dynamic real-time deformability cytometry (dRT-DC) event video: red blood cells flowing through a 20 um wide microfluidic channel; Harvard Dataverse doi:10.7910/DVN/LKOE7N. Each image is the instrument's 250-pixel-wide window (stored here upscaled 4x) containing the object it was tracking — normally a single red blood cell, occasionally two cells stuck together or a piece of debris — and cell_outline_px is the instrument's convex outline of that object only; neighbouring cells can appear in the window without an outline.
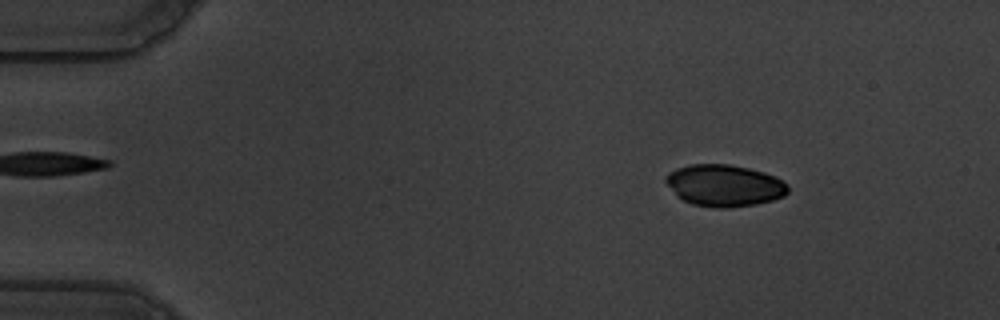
{"species": "common noctule bat (a hibernating species)", "species_latin": "Nyctalus noctula", "temperature_condition": "warm", "stored_images_in_passage": 57, "camera_frame_rate_fps": 3000, "um_per_image_px": 0.085, "animal": {"sex": "male", "body_mass_g": 19.5, "forearm_length_mm": 54.6}, "frame": {"image": 1, "passage_image": 8, "time_ms": 2.333, "image_size_px": [1000, 320], "cell_outline_px": [[788, 192], [784, 196], [772, 200], [756, 204], [724, 208], [712, 208], [692, 204], [676, 196], [664, 180], [664, 176], [668, 172], [676, 168], [688, 164], [728, 164], [748, 168], [764, 172], [776, 176], [784, 180], [788, 184]], "centroid_in_image_um": [61.56, 15.76], "position_along_channel_um": 23.4, "area_um2": 30.06}}